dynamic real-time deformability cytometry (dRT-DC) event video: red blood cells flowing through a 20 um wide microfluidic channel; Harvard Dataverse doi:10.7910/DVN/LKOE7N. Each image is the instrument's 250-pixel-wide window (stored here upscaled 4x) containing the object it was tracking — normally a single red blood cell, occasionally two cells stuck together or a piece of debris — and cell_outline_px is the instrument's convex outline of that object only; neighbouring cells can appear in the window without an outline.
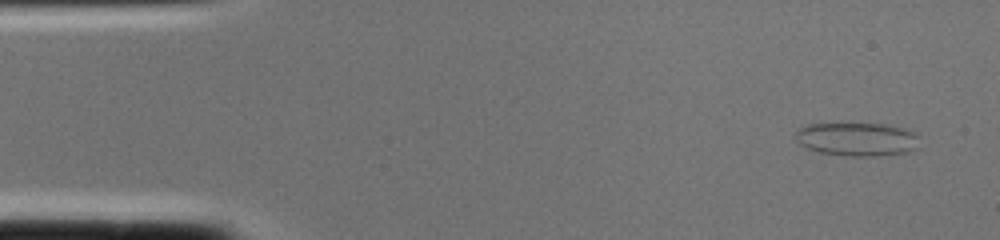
{"species": "common noctule bat (a hibernating species)", "species_latin": "Nyctalus noctula", "temperature_condition": "cold", "stored_images_in_passage": 2, "camera_frame_rate_fps": 3000, "um_per_image_px": 0.085, "animal": {"sex": "female", "body_mass_g": 22.0, "forearm_length_mm": 56.7}, "frame": {"image": 1, "passage_image": 1, "time_ms": 0.0, "image_size_px": [1000, 240], "cell_outline_px": [[920, 148], [908, 152], [880, 156], [844, 156], [820, 152], [808, 148], [800, 144], [796, 140], [796, 132], [800, 128], [808, 124], [884, 124], [900, 128], [912, 132], [920, 136]], "centroid_in_image_um": [72.9, 11.85], "position_along_channel_um": 12.1, "area_um2": 24.28}}
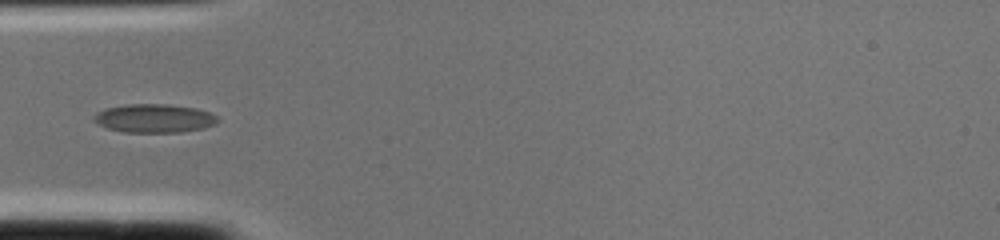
{"frame": {"image": 2, "passage_image": 2, "time_ms": 0.333, "image_size_px": [1000, 240], "cell_outline_px": [[220, 120], [216, 124], [204, 128], [180, 132], [124, 132], [108, 128], [92, 120], [92, 116], [96, 112], [104, 108], [128, 104], [168, 104], [196, 108], [208, 112], [216, 116]], "centroid_in_image_um": [13.1, 10.05], "position_along_channel_um": 71.9, "area_um2": 20.69}}